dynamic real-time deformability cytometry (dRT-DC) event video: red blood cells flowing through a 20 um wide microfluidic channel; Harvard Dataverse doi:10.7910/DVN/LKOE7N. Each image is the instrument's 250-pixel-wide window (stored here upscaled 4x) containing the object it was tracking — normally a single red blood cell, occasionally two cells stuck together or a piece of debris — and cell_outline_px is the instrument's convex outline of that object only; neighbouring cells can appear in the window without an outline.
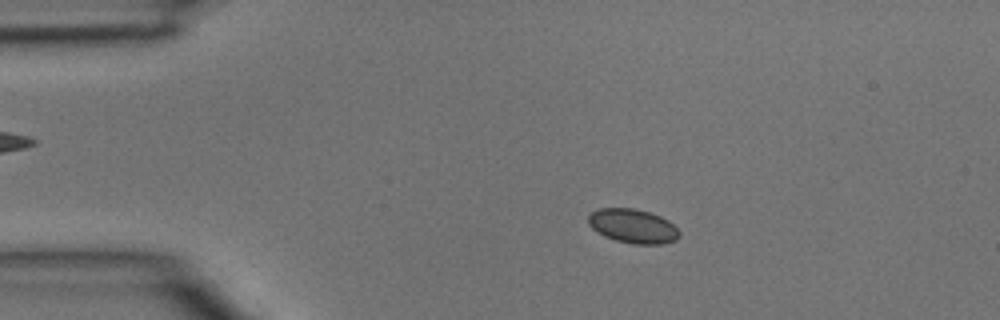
{"species": "common noctule bat (a hibernating species)", "species_latin": "Nyctalus noctula", "temperature_condition": "room temperature", "stored_images_in_passage": 46, "camera_frame_rate_fps": 3000, "um_per_image_px": 0.085, "animal": {"sex": "male", "body_mass_g": 15.6}, "frame": {"image": 1, "passage_image": 9, "time_ms": 2.667, "image_size_px": [1000, 320], "cell_outline_px": [[680, 236], [676, 240], [660, 244], [632, 244], [616, 240], [604, 236], [592, 228], [588, 224], [588, 216], [592, 212], [600, 208], [632, 208], [648, 212], [660, 216], [668, 220], [680, 232]], "centroid_in_image_um": [53.79, 19.22], "position_along_channel_um": 31.2, "area_um2": 18.03}}
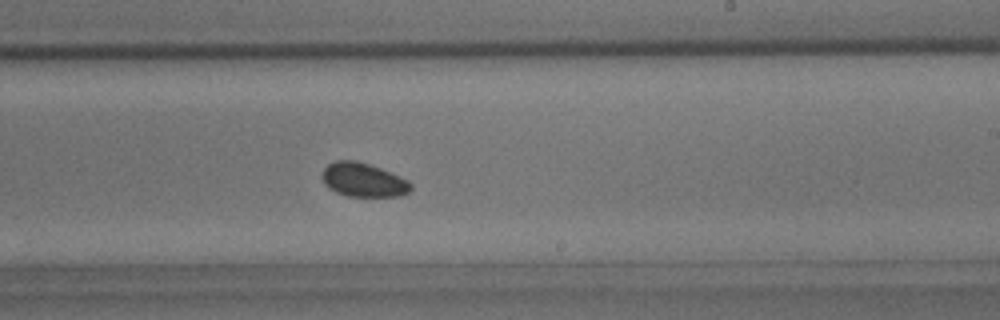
{"frame": {"image": 2, "passage_image": 28, "time_ms": 9.0, "image_size_px": [1000, 320], "cell_outline_px": [[412, 188], [408, 192], [400, 196], [348, 196], [336, 192], [328, 188], [324, 184], [324, 168], [328, 164], [336, 160], [356, 160], [380, 168], [408, 180], [412, 184]], "centroid_in_image_um": [30.89, 15.29], "position_along_channel_um": 258.1, "area_um2": 17.34}}
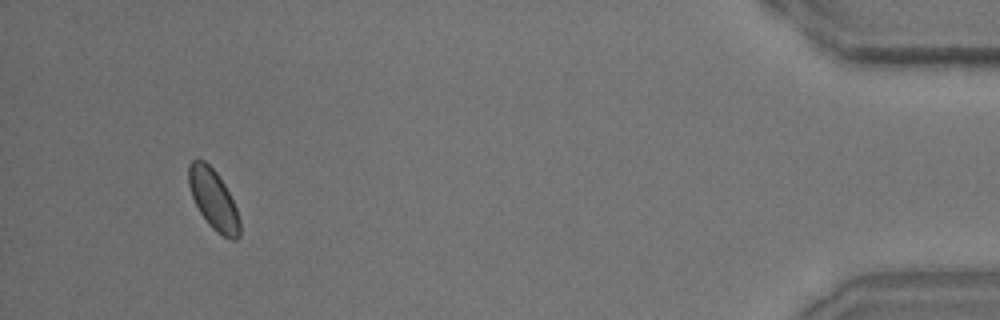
{"frame": {"image": 3, "passage_image": 44, "time_ms": 14.333, "image_size_px": [1000, 320], "cell_outline_px": [[240, 236], [236, 240], [232, 240], [216, 232], [208, 224], [200, 212], [192, 196], [188, 184], [188, 164], [192, 160], [204, 160], [216, 172], [224, 184], [236, 208], [240, 220]], "centroid_in_image_um": [18.14, 16.97], "position_along_channel_um": 417.1, "area_um2": 17.74}}